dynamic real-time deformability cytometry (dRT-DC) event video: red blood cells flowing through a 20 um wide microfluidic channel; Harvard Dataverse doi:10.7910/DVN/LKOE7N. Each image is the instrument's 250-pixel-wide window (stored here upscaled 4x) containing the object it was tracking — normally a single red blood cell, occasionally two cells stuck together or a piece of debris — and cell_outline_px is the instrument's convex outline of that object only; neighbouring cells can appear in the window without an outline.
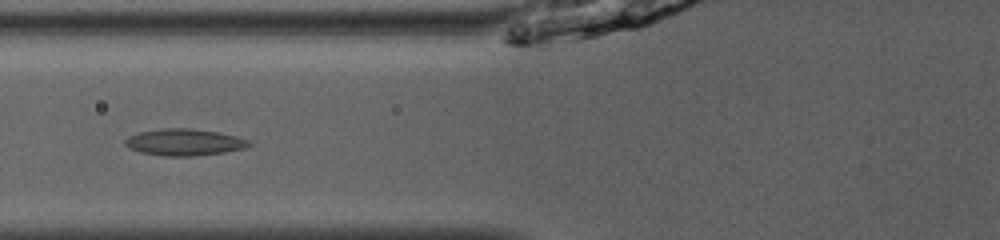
{"species": "common noctule bat (a hibernating species)", "species_latin": "Nyctalus noctula", "temperature_condition": "room temperature", "stored_images_in_passage": 32, "camera_frame_rate_fps": 3000, "um_per_image_px": 0.085, "animal": {"sex": "male", "body_mass_g": 13.0, "forearm_length_mm": 53.1}, "frame": {"image": 1, "passage_image": 5, "time_ms": 1.333, "image_size_px": [1000, 240], "cell_outline_px": [[252, 144], [244, 148], [224, 152], [192, 156], [164, 156], [140, 152], [128, 148], [124, 144], [124, 140], [128, 136], [140, 132], [164, 128], [192, 128], [220, 132], [252, 140]], "centroid_in_image_um": [15.67, 12.08], "position_along_channel_um": 110.1, "area_um2": 19.42}}
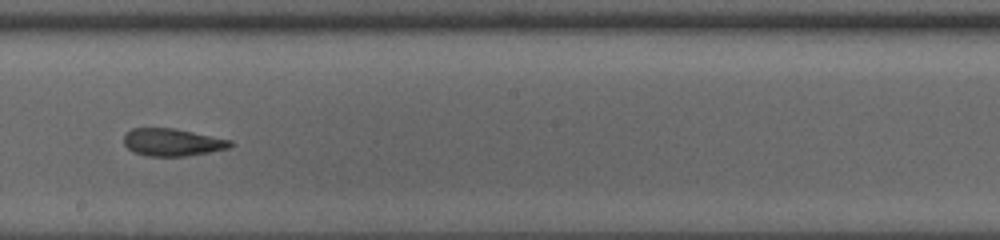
{"frame": {"image": 2, "passage_image": 14, "time_ms": 4.333, "image_size_px": [1000, 240], "cell_outline_px": [[236, 144], [228, 148], [208, 152], [184, 156], [148, 156], [136, 152], [128, 148], [124, 144], [124, 136], [132, 128], [176, 128], [232, 140]], "centroid_in_image_um": [14.69, 12.08], "position_along_channel_um": 233.5, "area_um2": 16.99}}
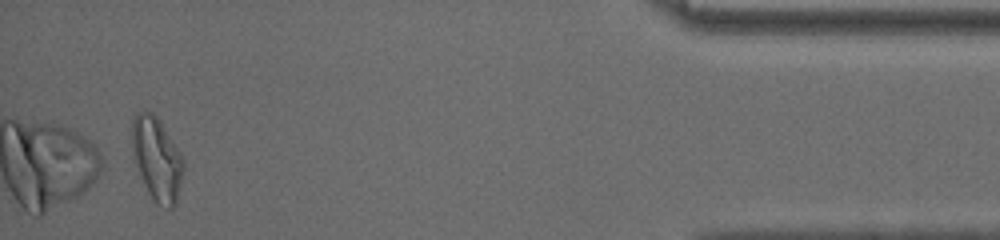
{"frame": {"image": 3, "passage_image": 32, "time_ms": 10.333, "image_size_px": [1000, 240], "cell_outline_px": [[184, 172], [176, 204], [172, 208], [168, 208], [156, 204], [152, 200], [144, 184], [132, 156], [132, 120], [136, 112], [152, 112], [160, 120], [184, 160]], "centroid_in_image_um": [13.34, 13.53], "position_along_channel_um": 421.9, "area_um2": 25.09}, "authors_computed_cell_mechanics": {"area_um2": 18.1203, "velocity_mm_per_s": 4.0934, "shape_relaxation_time_tau1_ms": null, "shape_relaxation_time_tau2_ms": 2.3133, "deformation_change_tau1": null, "deformation_change_tau2": 0.1148}}